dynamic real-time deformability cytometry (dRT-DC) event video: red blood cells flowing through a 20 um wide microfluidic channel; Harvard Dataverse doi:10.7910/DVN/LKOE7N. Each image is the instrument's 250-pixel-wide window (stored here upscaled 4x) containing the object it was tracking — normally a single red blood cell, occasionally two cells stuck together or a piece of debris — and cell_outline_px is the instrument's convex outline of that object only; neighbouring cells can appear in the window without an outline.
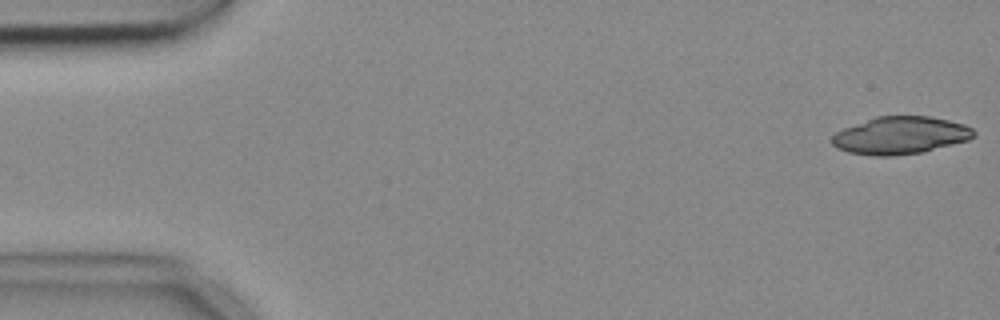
{"species": "common noctule bat (a hibernating species)", "species_latin": "Nyctalus noctula", "temperature_condition": "cold", "stored_images_in_passage": 5, "camera_frame_rate_fps": 3000, "um_per_image_px": 0.085, "animal": {"sex": "female", "body_mass_g": 18.4}, "frame": {"image": 1, "passage_image": 1, "time_ms": 0.0, "image_size_px": [1000, 320], "cell_outline_px": [[976, 136], [968, 140], [920, 152], [892, 156], [872, 156], [848, 152], [836, 148], [832, 144], [832, 136], [836, 132], [844, 128], [876, 116], [928, 116], [948, 120], [964, 124], [972, 128], [976, 132]], "centroid_in_image_um": [76.52, 11.51], "position_along_channel_um": 8.5, "area_um2": 30.87}}